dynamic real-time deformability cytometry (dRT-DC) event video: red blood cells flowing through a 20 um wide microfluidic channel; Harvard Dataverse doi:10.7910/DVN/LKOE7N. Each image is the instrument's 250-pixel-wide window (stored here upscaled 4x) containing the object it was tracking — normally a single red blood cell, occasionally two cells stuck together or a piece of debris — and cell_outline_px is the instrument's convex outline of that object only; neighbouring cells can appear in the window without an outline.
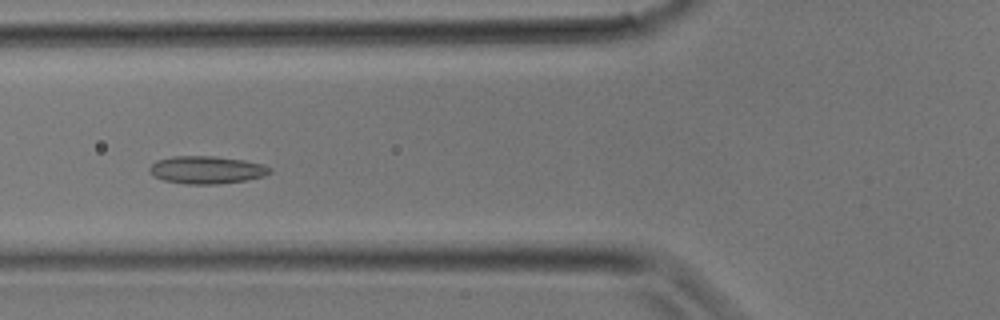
{"species": "common noctule bat (a hibernating species)", "species_latin": "Nyctalus noctula", "temperature_condition": "room temperature", "stored_images_in_passage": 12, "camera_frame_rate_fps": 3000, "um_per_image_px": 0.085, "animal": {"sex": "male", "body_mass_g": 17.9}, "frame": {"image": 1, "passage_image": 9, "time_ms": 2.667, "image_size_px": [1000, 320], "cell_outline_px": [[272, 172], [264, 176], [244, 180], [216, 184], [184, 184], [164, 180], [156, 176], [148, 168], [156, 160], [172, 156], [212, 156], [244, 160], [264, 164], [272, 168]], "centroid_in_image_um": [17.59, 14.43], "position_along_channel_um": 108.2, "area_um2": 19.31}}
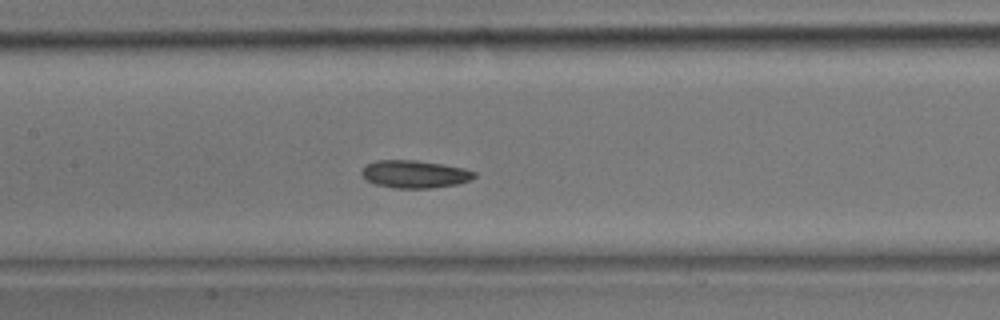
{"frame": {"image": 2, "passage_image": 12, "time_ms": 3.667, "image_size_px": [1000, 320], "cell_outline_px": [[476, 176], [468, 180], [456, 184], [432, 188], [392, 188], [376, 184], [368, 180], [360, 172], [368, 164], [376, 160], [416, 160], [444, 164], [464, 168], [476, 172]], "centroid_in_image_um": [35.26, 14.79], "position_along_channel_um": 172.1, "area_um2": 18.03}}